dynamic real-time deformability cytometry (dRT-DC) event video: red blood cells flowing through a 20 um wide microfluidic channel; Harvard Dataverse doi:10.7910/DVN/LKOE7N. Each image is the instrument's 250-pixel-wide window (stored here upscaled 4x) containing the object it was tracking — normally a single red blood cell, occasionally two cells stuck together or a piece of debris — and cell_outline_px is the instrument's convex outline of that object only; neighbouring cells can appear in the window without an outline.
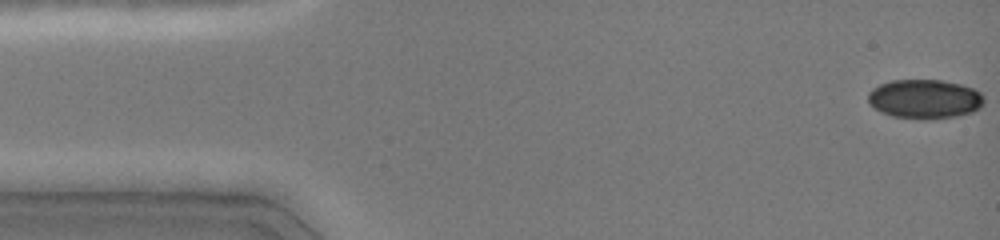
{"species": "common noctule bat (a hibernating species)", "species_latin": "Nyctalus noctula", "temperature_condition": "cold", "stored_images_in_passage": 47, "camera_frame_rate_fps": 3000, "um_per_image_px": 0.085, "animal": {"sex": "female", "body_mass_g": 19.0, "forearm_length_mm": 51.5}, "frame": {"image": 1, "passage_image": 1, "time_ms": 0.0, "image_size_px": [1000, 240], "cell_outline_px": [[984, 104], [980, 108], [972, 112], [956, 116], [928, 120], [924, 120], [892, 116], [880, 112], [868, 104], [868, 92], [872, 88], [880, 84], [892, 80], [940, 80], [960, 84], [972, 88], [980, 92], [984, 96]], "centroid_in_image_um": [78.58, 8.43], "position_along_channel_um": 6.4, "area_um2": 26.82}}
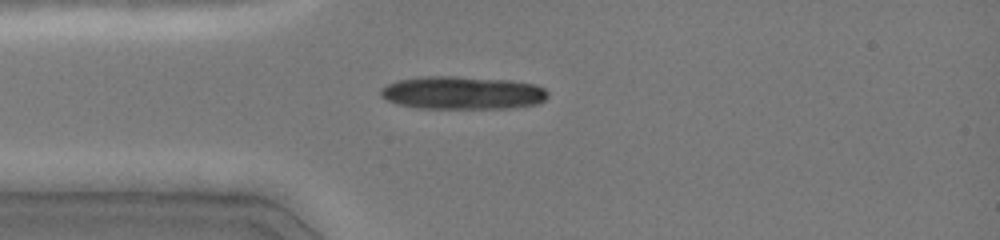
{"frame": {"image": 2, "passage_image": 12, "time_ms": 3.667, "image_size_px": [1000, 240], "cell_outline_px": [[548, 96], [540, 104], [512, 108], [416, 108], [400, 104], [388, 100], [380, 96], [380, 88], [396, 80], [424, 76], [456, 76], [512, 80], [536, 84], [544, 88], [548, 92]], "centroid_in_image_um": [39.34, 7.88], "position_along_channel_um": 45.7, "area_um2": 32.48}}